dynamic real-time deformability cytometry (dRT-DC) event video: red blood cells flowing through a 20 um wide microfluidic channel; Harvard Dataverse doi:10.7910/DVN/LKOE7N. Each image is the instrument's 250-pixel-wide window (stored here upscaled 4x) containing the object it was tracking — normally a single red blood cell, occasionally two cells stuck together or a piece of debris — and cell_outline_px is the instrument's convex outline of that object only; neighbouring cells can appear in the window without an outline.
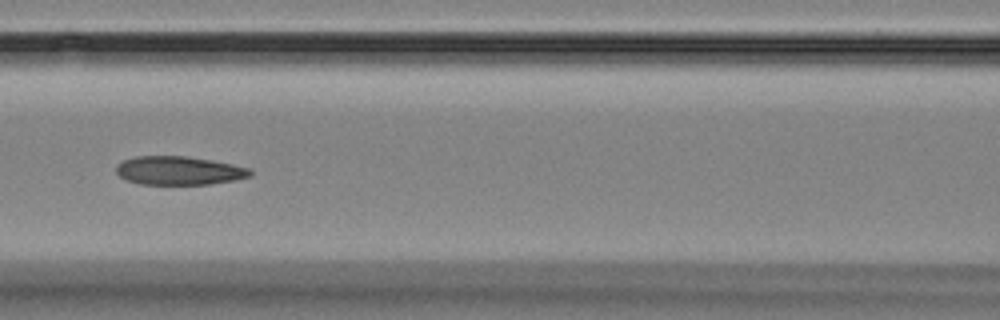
{"species": "Egyptian fruit bat (a non-hibernating species)", "species_latin": "Rousettus aegyptiacus", "temperature_condition": "room temperature", "stored_images_in_passage": 11, "camera_frame_rate_fps": 3000, "um_per_image_px": 0.085, "animal": {"sex": "female"}, "frame": {"image": 1, "passage_image": 8, "time_ms": 8.0, "image_size_px": [1000, 320], "cell_outline_px": [[252, 176], [236, 180], [208, 184], [140, 184], [124, 180], [116, 172], [116, 164], [124, 160], [136, 156], [184, 156], [212, 160], [232, 164], [248, 168], [252, 172]], "centroid_in_image_um": [15.19, 14.5], "position_along_channel_um": 151.4, "area_um2": 22.37}}
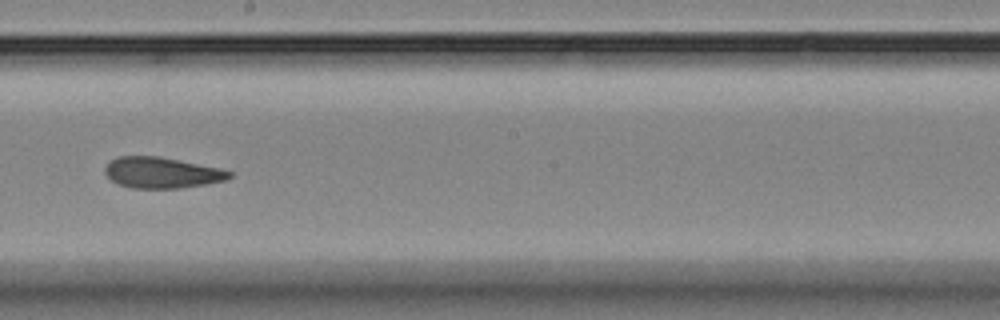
{"frame": {"image": 2, "passage_image": 10, "time_ms": 10.333, "image_size_px": [1000, 320], "cell_outline_px": [[232, 176], [224, 180], [204, 184], [180, 188], [128, 188], [116, 184], [104, 172], [104, 168], [108, 160], [120, 156], [156, 156], [220, 168], [232, 172]], "centroid_in_image_um": [13.68, 14.68], "position_along_channel_um": 234.5, "area_um2": 22.37}}
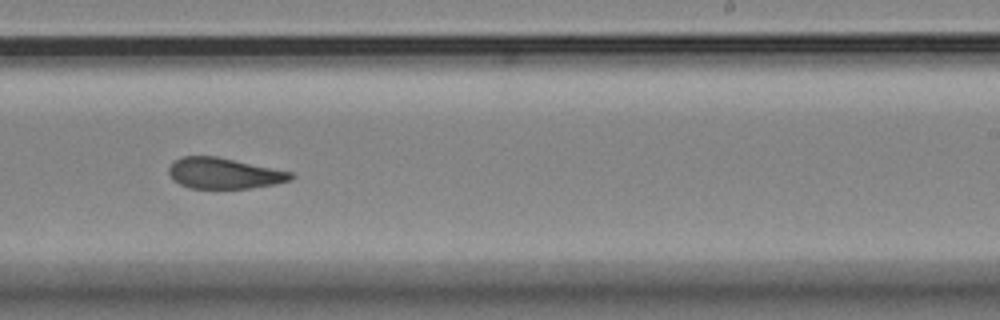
{"frame": {"image": 3, "passage_image": 11, "time_ms": 11.333, "image_size_px": [1000, 320], "cell_outline_px": [[296, 176], [292, 180], [276, 184], [248, 188], [188, 188], [172, 180], [168, 172], [168, 168], [180, 156], [216, 156], [292, 172]], "centroid_in_image_um": [19.04, 14.73], "position_along_channel_um": 270.0, "area_um2": 21.96}}